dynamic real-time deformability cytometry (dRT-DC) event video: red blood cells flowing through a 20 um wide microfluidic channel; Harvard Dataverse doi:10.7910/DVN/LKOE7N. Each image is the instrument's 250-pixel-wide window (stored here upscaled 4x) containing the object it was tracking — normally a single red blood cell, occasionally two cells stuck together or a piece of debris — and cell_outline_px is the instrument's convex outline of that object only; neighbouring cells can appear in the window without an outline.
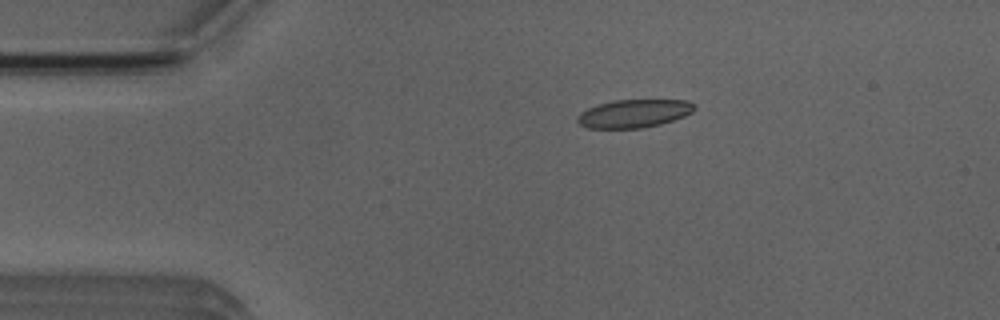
{"species": "Egyptian fruit bat (a non-hibernating species)", "species_latin": "Rousettus aegyptiacus", "temperature_condition": "room temperature", "stored_images_in_passage": 6, "camera_frame_rate_fps": 3000, "um_per_image_px": 0.085, "animal": {"sex": "male"}, "frame": {"image": 1, "passage_image": 3, "time_ms": 3.0, "image_size_px": [1000, 320], "cell_outline_px": [[696, 108], [692, 112], [684, 116], [660, 124], [640, 128], [588, 128], [580, 124], [576, 120], [576, 116], [580, 112], [596, 104], [612, 100], [688, 100], [696, 104]], "centroid_in_image_um": [53.87, 9.64], "position_along_channel_um": 31.1, "area_um2": 19.31}}